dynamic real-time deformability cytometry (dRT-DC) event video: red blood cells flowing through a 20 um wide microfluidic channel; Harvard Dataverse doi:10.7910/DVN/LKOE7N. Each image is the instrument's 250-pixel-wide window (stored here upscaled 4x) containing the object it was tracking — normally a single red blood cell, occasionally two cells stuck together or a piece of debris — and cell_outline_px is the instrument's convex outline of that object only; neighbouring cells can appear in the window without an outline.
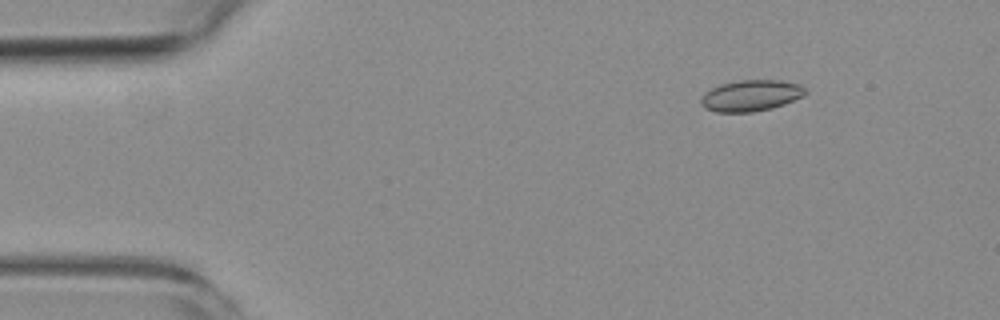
{"species": "common noctule bat (a hibernating species)", "species_latin": "Nyctalus noctula", "temperature_condition": "room temperature", "stored_images_in_passage": 7, "camera_frame_rate_fps": 3000, "um_per_image_px": 0.085, "animal": {"sex": "female", "body_mass_g": 19.3, "forearm_length_mm": 54.1}, "frame": {"image": 1, "passage_image": 1, "time_ms": 0.0, "image_size_px": [1000, 320], "cell_outline_px": [[808, 92], [804, 96], [784, 104], [772, 108], [752, 112], [716, 112], [704, 108], [700, 104], [700, 100], [704, 92], [720, 84], [740, 80], [780, 80], [800, 84]], "centroid_in_image_um": [63.82, 8.12], "position_along_channel_um": 21.2, "area_um2": 19.13}}
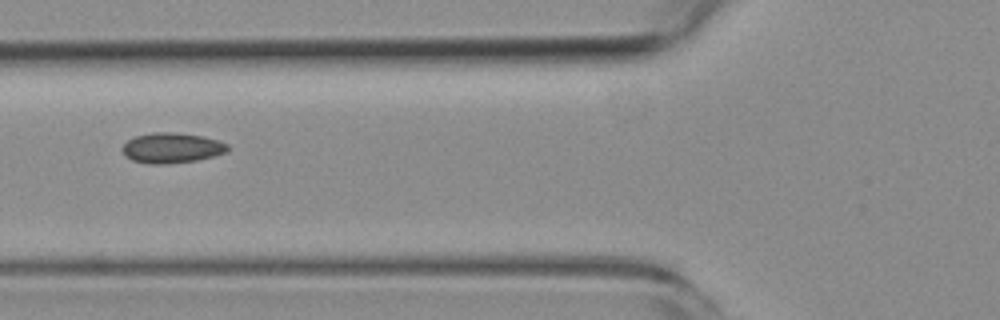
{"frame": {"image": 2, "passage_image": 4, "time_ms": 4.667, "image_size_px": [1000, 320], "cell_outline_px": [[228, 152], [196, 160], [164, 164], [148, 164], [132, 160], [124, 156], [120, 148], [128, 140], [136, 136], [152, 132], [172, 132], [204, 136], [228, 144]], "centroid_in_image_um": [14.56, 12.57], "position_along_channel_um": 111.2, "area_um2": 18.61}}
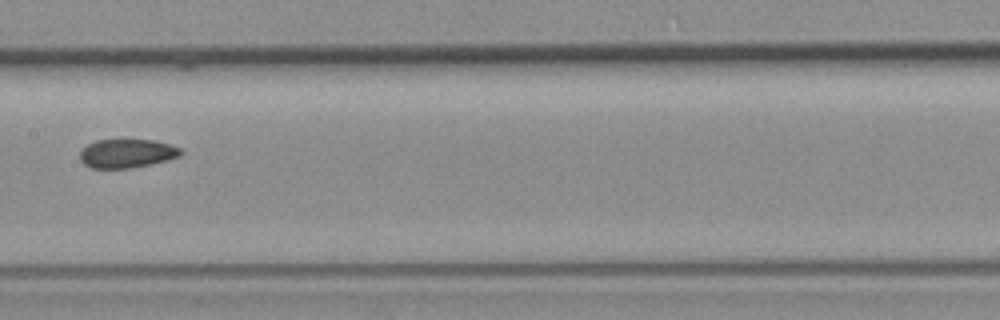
{"frame": {"image": 3, "passage_image": 6, "time_ms": 7.0, "image_size_px": [1000, 320], "cell_outline_px": [[184, 152], [180, 156], [168, 160], [152, 164], [132, 168], [92, 168], [84, 164], [80, 160], [80, 152], [88, 144], [96, 140], [152, 140], [168, 144], [180, 148]], "centroid_in_image_um": [10.8, 13.05], "position_along_channel_um": 196.6, "area_um2": 16.88}}